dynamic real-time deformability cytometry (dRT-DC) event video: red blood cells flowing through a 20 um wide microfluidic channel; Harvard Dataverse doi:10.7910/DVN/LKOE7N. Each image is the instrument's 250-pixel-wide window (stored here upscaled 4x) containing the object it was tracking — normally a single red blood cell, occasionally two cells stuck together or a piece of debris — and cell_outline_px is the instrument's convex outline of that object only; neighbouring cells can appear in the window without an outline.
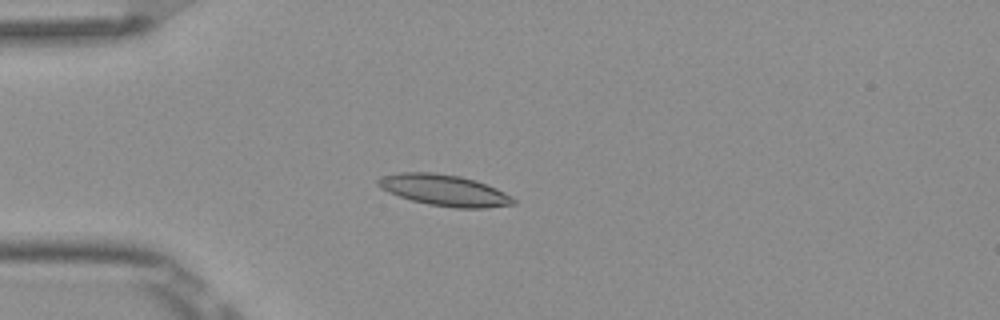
{"species": "Egyptian fruit bat (a non-hibernating species)", "species_latin": "Rousettus aegyptiacus", "temperature_condition": "room temperature", "stored_images_in_passage": 8, "camera_frame_rate_fps": 3000, "um_per_image_px": 0.085, "frame": {"image": 1, "passage_image": 4, "time_ms": 1.0, "image_size_px": [1000, 320], "cell_outline_px": [[516, 204], [488, 208], [452, 208], [428, 204], [412, 200], [388, 192], [380, 188], [376, 184], [376, 180], [380, 176], [400, 172], [432, 172], [460, 176], [476, 180], [496, 188], [512, 196], [516, 200]], "centroid_in_image_um": [37.76, 16.17], "position_along_channel_um": 47.2, "area_um2": 24.85}}
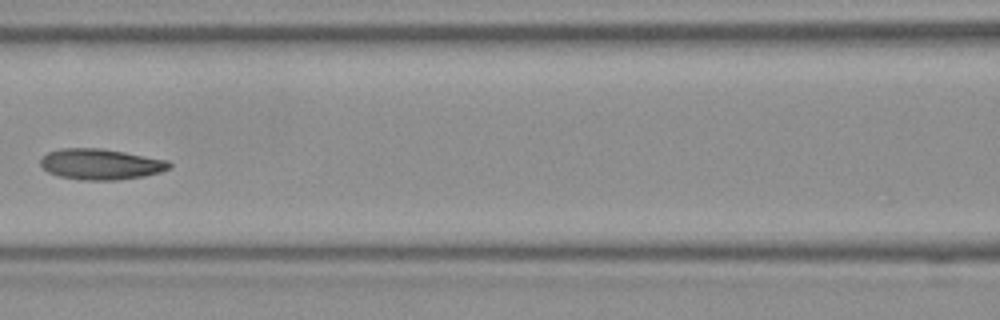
{"frame": {"image": 2, "passage_image": 7, "time_ms": 2.0, "image_size_px": [1000, 320], "cell_outline_px": [[172, 164], [168, 168], [160, 172], [144, 176], [116, 180], [84, 180], [60, 176], [48, 172], [40, 164], [40, 160], [48, 152], [60, 148], [104, 148], [168, 160]], "centroid_in_image_um": [8.57, 13.95], "position_along_channel_um": 158.0, "area_um2": 23.06}}
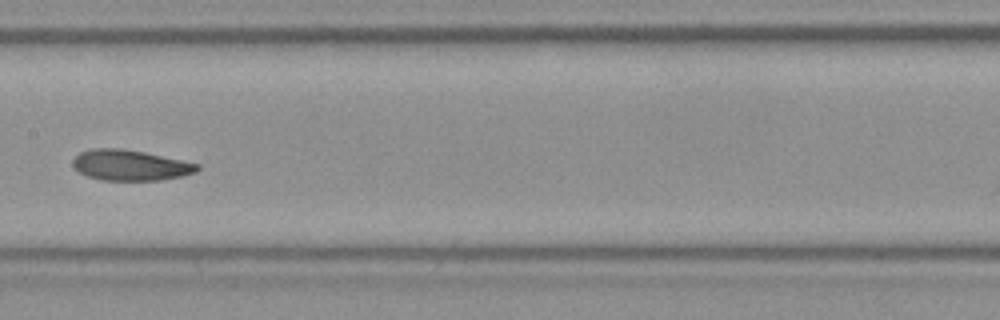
{"frame": {"image": 3, "passage_image": 8, "time_ms": 2.333, "image_size_px": [1000, 320], "cell_outline_px": [[200, 168], [196, 172], [180, 176], [160, 180], [100, 180], [88, 176], [80, 172], [72, 164], [72, 160], [80, 152], [88, 148], [120, 148], [144, 152], [184, 160], [200, 164]], "centroid_in_image_um": [11.07, 14.03], "position_along_channel_um": 196.3, "area_um2": 22.25}}